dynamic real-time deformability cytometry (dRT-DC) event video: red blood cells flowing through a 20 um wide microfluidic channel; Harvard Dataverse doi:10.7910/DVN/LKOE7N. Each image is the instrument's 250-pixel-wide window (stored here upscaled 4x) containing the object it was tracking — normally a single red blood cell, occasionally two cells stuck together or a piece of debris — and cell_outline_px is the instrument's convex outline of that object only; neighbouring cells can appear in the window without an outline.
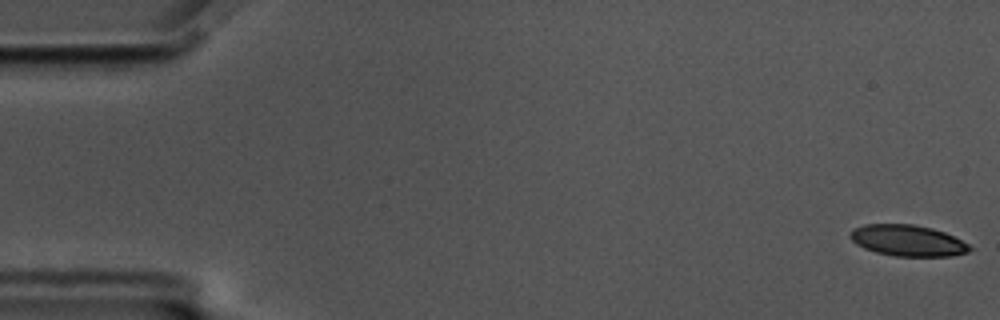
{"species": "common noctule bat (a hibernating species)", "species_latin": "Nyctalus noctula", "temperature_condition": "cold", "stored_images_in_passage": 58, "camera_frame_rate_fps": 3000, "um_per_image_px": 0.085, "animal": {"sex": "male", "body_mass_g": 17.5, "forearm_length_mm": 52.3}, "frame": {"image": 1, "passage_image": 1, "time_ms": 0.0, "image_size_px": [1000, 320], "cell_outline_px": [[972, 248], [968, 252], [952, 256], [896, 256], [876, 252], [864, 248], [856, 244], [848, 236], [852, 228], [864, 224], [912, 224], [932, 228], [944, 232], [968, 244]], "centroid_in_image_um": [77.11, 20.44], "position_along_channel_um": 7.9, "area_um2": 21.68}}
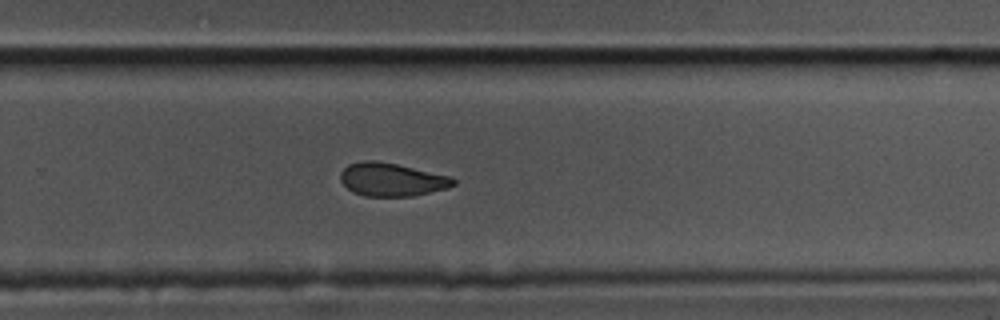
{"frame": {"image": 2, "passage_image": 38, "time_ms": 12.333, "image_size_px": [1000, 320], "cell_outline_px": [[456, 184], [448, 188], [412, 196], [364, 196], [352, 192], [340, 180], [340, 172], [348, 164], [364, 160], [376, 160], [396, 164], [452, 176], [456, 180]], "centroid_in_image_um": [33.3, 15.26], "position_along_channel_um": 296.5, "area_um2": 21.96}}
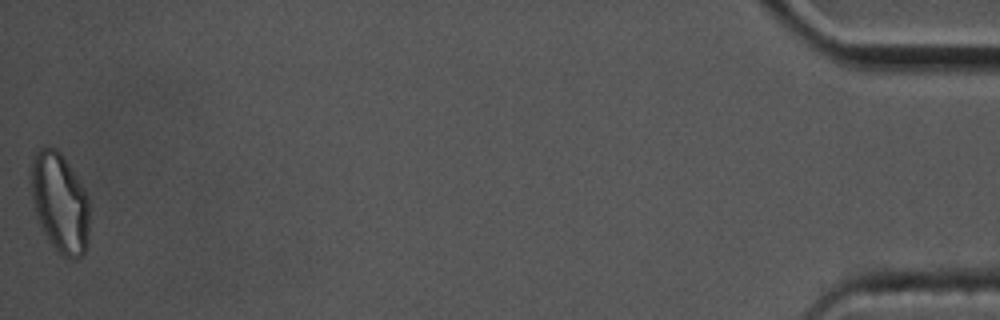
{"frame": {"image": 3, "passage_image": 58, "time_ms": 19.0, "image_size_px": [1000, 320], "cell_outline_px": [[88, 248], [76, 260], [72, 260], [64, 256], [52, 244], [44, 232], [36, 216], [32, 196], [32, 160], [36, 152], [44, 144], [56, 148], [60, 152], [84, 188], [88, 196]], "centroid_in_image_um": [5.1, 17.22], "position_along_channel_um": 430.1, "area_um2": 33.7}, "authors_computed_cell_mechanics": {"area_um2": 23.3512, "velocity_mm_per_s": 3.4618, "shape_relaxation_time_tau1_ms": 8.78, "shape_relaxation_time_tau2_ms": 3.7605, "deformation_change_tau1": 0.1633, "deformation_change_tau2": 0.0894}}